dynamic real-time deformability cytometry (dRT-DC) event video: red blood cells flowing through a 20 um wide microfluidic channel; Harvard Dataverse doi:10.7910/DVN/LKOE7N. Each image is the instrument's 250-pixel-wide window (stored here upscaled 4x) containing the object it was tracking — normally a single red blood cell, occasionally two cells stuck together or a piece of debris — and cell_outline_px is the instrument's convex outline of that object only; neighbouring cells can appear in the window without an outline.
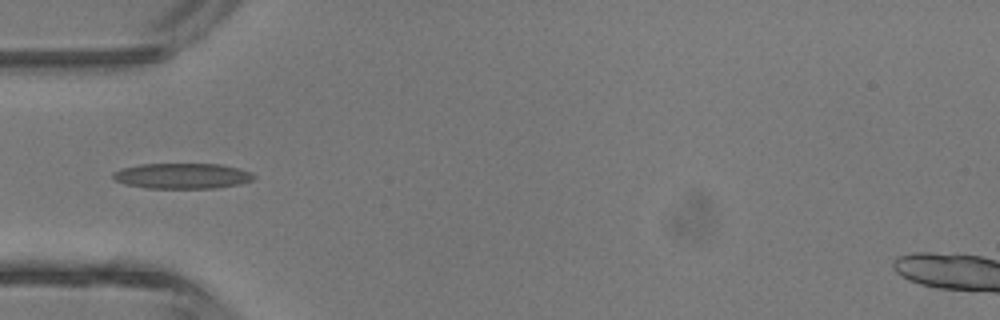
{"species": "common noctule bat (a hibernating species)", "species_latin": "Nyctalus noctula", "temperature_condition": "room temperature", "stored_images_in_passage": 6, "camera_frame_rate_fps": 3000, "um_per_image_px": 0.085, "animal": {"sex": "male", "body_mass_g": 13.3}, "frame": {"image": 1, "passage_image": 5, "time_ms": 5.667, "image_size_px": [1000, 320], "cell_outline_px": [[256, 176], [252, 180], [240, 184], [216, 188], [148, 188], [124, 184], [116, 180], [112, 176], [112, 172], [120, 168], [140, 164], [220, 164], [252, 172]], "centroid_in_image_um": [15.47, 14.95], "position_along_channel_um": 69.5, "area_um2": 20.98}}
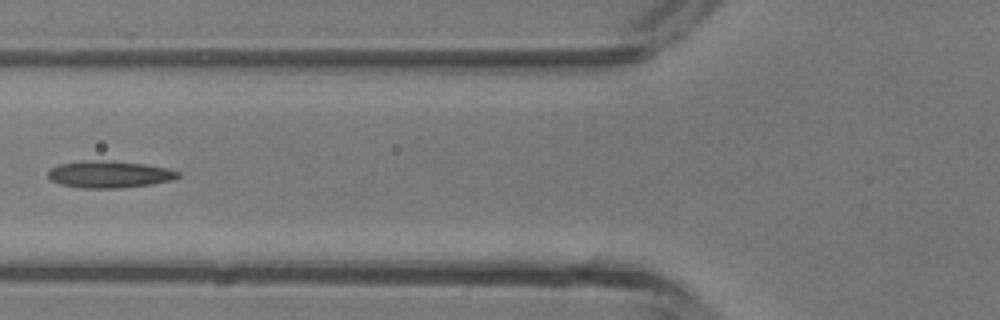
{"frame": {"image": 2, "passage_image": 6, "time_ms": 6.667, "image_size_px": [1000, 320], "cell_outline_px": [[180, 176], [172, 180], [152, 184], [120, 188], [80, 188], [60, 184], [52, 180], [48, 176], [48, 172], [52, 168], [60, 164], [84, 160], [108, 160], [144, 164], [168, 168], [180, 172]], "centroid_in_image_um": [9.31, 14.81], "position_along_channel_um": 116.5, "area_um2": 20.46}}